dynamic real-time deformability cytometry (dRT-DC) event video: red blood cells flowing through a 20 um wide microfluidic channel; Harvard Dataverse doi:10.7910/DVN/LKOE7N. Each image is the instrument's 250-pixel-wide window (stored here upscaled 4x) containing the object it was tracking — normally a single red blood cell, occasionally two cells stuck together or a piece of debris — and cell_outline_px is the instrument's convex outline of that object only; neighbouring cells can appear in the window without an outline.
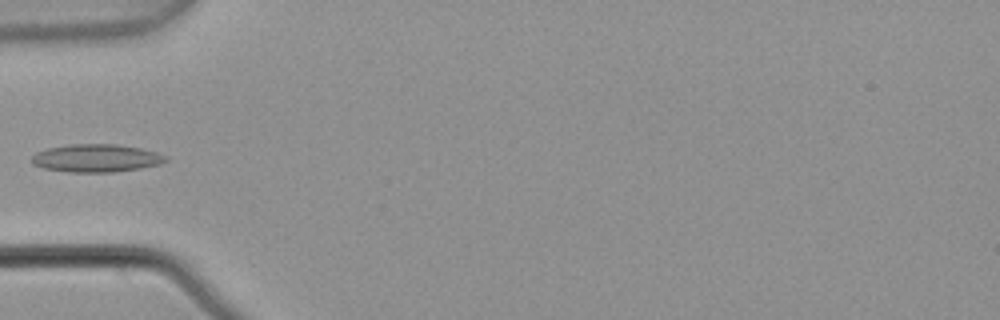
{"species": "common noctule bat (a hibernating species)", "species_latin": "Nyctalus noctula", "temperature_condition": "warm", "stored_images_in_passage": 5, "camera_frame_rate_fps": 3000, "um_per_image_px": 0.085, "animal": {"sex": "male", "body_mass_g": 21.5, "forearm_length_mm": 52.0}, "frame": {"image": 1, "passage_image": 5, "time_ms": 1.333, "image_size_px": [1000, 320], "cell_outline_px": [[168, 160], [160, 164], [140, 168], [116, 172], [68, 172], [44, 168], [32, 164], [32, 156], [36, 152], [48, 148], [68, 144], [116, 144], [140, 148], [156, 152], [168, 156]], "centroid_in_image_um": [8.19, 13.44], "position_along_channel_um": 76.8, "area_um2": 21.85}}